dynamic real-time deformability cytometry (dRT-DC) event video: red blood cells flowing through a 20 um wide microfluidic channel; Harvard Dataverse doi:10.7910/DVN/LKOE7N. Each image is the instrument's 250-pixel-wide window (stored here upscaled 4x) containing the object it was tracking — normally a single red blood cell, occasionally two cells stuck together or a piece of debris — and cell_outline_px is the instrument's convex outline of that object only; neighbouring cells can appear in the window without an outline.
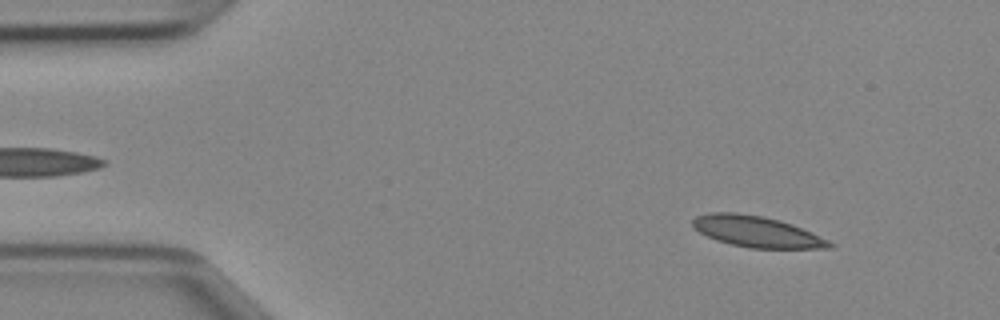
{"species": "Egyptian fruit bat (a non-hibernating species)", "species_latin": "Rousettus aegyptiacus", "temperature_condition": "cold", "stored_images_in_passage": 45, "camera_frame_rate_fps": 3000, "um_per_image_px": 0.085, "animal": {"sex": "female"}, "frame": {"image": 1, "passage_image": 4, "time_ms": 1.0, "image_size_px": [1000, 320], "cell_outline_px": [[836, 244], [832, 248], [752, 248], [732, 244], [716, 240], [692, 228], [692, 220], [696, 216], [712, 212], [736, 212], [764, 216], [780, 220], [792, 224], [828, 240]], "centroid_in_image_um": [64.31, 19.68], "position_along_channel_um": 20.7, "area_um2": 24.68}}
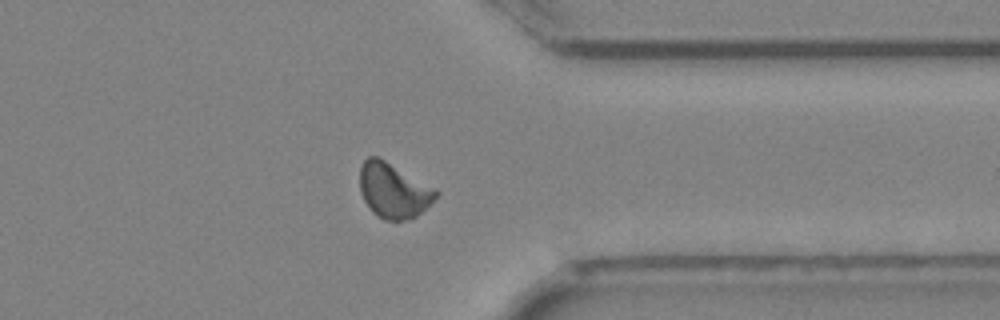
{"frame": {"image": 2, "passage_image": 35, "time_ms": 11.333, "image_size_px": [1000, 320], "cell_outline_px": [[440, 192], [416, 216], [408, 220], [384, 220], [376, 216], [372, 212], [364, 200], [360, 192], [360, 164], [368, 156], [376, 156], [384, 160], [436, 188]], "centroid_in_image_um": [33.41, 16.19], "position_along_channel_um": 378.0, "area_um2": 24.22}}
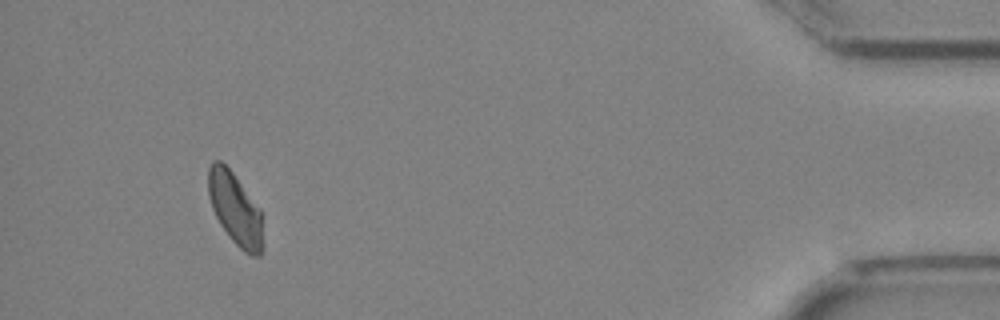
{"frame": {"image": 3, "passage_image": 42, "time_ms": 13.667, "image_size_px": [1000, 320], "cell_outline_px": [[264, 244], [260, 256], [252, 256], [244, 252], [228, 236], [220, 224], [212, 208], [208, 196], [208, 168], [212, 160], [220, 160], [232, 172], [260, 208]], "centroid_in_image_um": [19.99, 17.77], "position_along_channel_um": 415.2, "area_um2": 23.18}}